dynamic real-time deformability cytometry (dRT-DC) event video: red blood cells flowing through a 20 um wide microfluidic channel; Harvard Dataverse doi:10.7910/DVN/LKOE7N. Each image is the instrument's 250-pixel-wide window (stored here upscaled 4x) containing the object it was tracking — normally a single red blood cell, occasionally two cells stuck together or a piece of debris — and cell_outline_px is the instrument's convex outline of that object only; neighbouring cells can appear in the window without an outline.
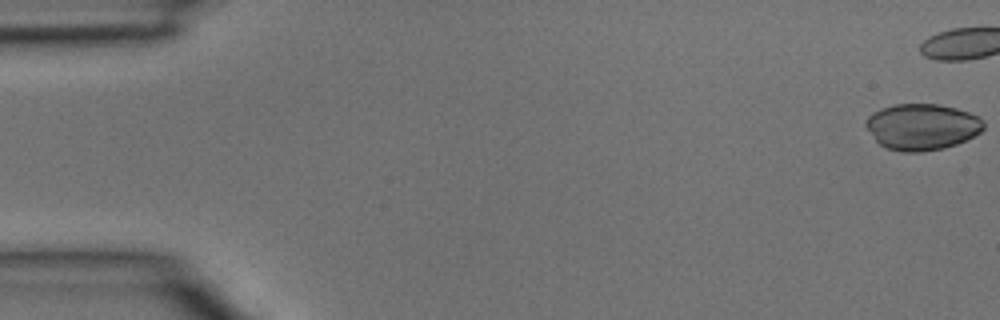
{"species": "common noctule bat (a hibernating species)", "species_latin": "Nyctalus noctula", "temperature_condition": "room temperature", "stored_images_in_passage": 5, "camera_frame_rate_fps": 3000, "um_per_image_px": 0.085, "animal": {"sex": "male", "body_mass_g": 15.6}, "frame": {"image": 1, "passage_image": 1, "time_ms": 0.0, "image_size_px": [1000, 320], "cell_outline_px": [[984, 128], [980, 132], [956, 144], [944, 148], [920, 152], [900, 152], [888, 148], [880, 144], [876, 140], [864, 124], [868, 116], [872, 112], [880, 108], [892, 104], [940, 104], [956, 108], [968, 112], [984, 120]], "centroid_in_image_um": [78.35, 10.77], "position_along_channel_um": 6.7, "area_um2": 31.73}}